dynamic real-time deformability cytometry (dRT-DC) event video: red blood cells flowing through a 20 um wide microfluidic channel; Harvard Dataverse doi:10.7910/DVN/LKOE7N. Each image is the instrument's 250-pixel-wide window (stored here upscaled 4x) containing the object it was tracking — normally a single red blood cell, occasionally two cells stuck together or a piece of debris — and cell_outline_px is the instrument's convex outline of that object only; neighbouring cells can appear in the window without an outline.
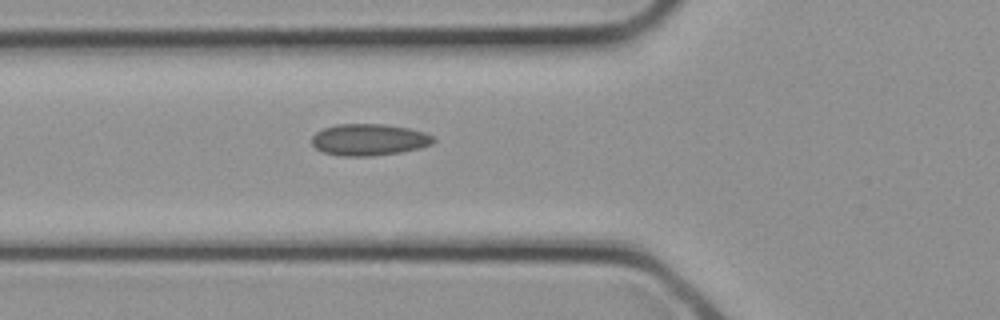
{"species": "common noctule bat (a hibernating species)", "species_latin": "Nyctalus noctula", "temperature_condition": "cold", "stored_images_in_passage": 20, "camera_frame_rate_fps": 3000, "um_per_image_px": 0.085, "animal": {"sex": "female", "body_mass_g": 21.9}, "frame": {"image": 1, "passage_image": 2, "time_ms": 0.333, "image_size_px": [1000, 320], "cell_outline_px": [[436, 140], [432, 144], [420, 148], [400, 152], [372, 156], [340, 156], [324, 152], [316, 148], [312, 144], [312, 136], [316, 132], [324, 128], [336, 124], [384, 124], [408, 128], [424, 132], [432, 136]], "centroid_in_image_um": [31.36, 11.87], "position_along_channel_um": 94.4, "area_um2": 22.43}}
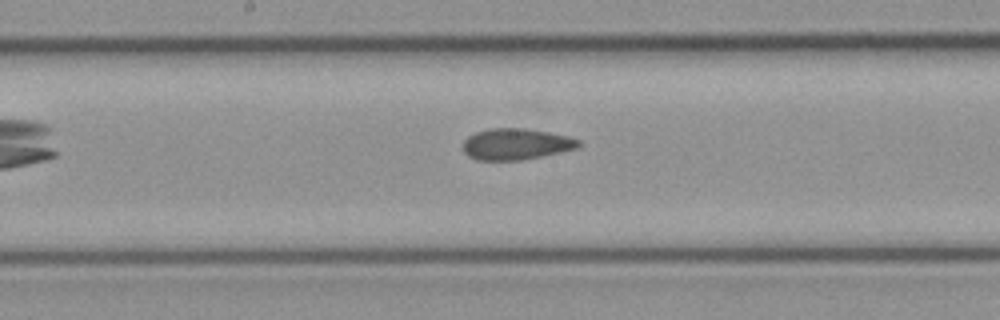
{"frame": {"image": 2, "passage_image": 7, "time_ms": 2.0, "image_size_px": [1000, 320], "cell_outline_px": [[580, 148], [544, 156], [524, 160], [476, 160], [468, 156], [464, 152], [464, 140], [468, 136], [476, 132], [488, 128], [520, 128], [548, 132], [568, 136], [580, 140]], "centroid_in_image_um": [43.88, 12.26], "position_along_channel_um": 204.3, "area_um2": 21.21}}
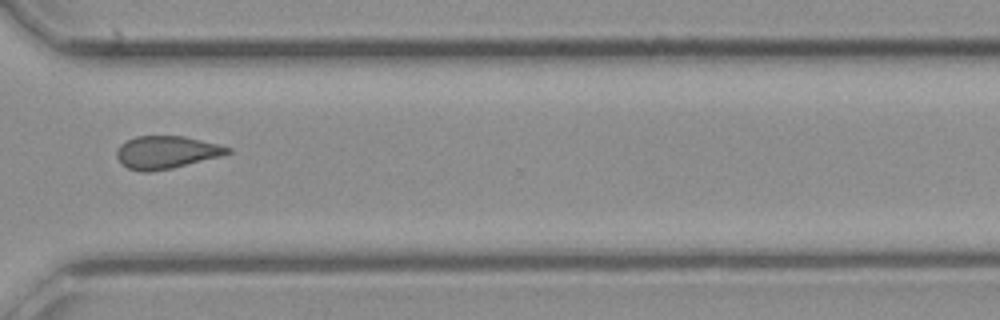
{"frame": {"image": 3, "passage_image": 14, "time_ms": 4.333, "image_size_px": [1000, 320], "cell_outline_px": [[232, 152], [220, 156], [172, 168], [148, 172], [140, 172], [128, 168], [120, 164], [116, 156], [116, 152], [120, 144], [136, 136], [184, 136], [220, 144], [232, 148]], "centroid_in_image_um": [14.13, 12.94], "position_along_channel_um": 356.5, "area_um2": 21.21}}